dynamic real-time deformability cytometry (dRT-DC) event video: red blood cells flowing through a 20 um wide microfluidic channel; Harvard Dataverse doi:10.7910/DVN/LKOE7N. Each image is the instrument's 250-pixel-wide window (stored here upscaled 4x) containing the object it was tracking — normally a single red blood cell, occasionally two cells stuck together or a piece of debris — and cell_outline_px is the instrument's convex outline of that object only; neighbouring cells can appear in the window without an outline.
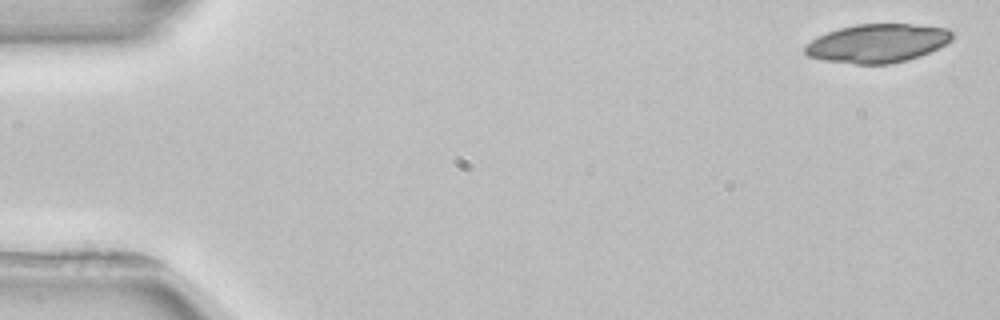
{"species": "common noctule bat (a hibernating species)", "species_latin": "Nyctalus noctula", "temperature_condition": "room temperature", "stored_images_in_passage": 3, "camera_frame_rate_fps": 3000, "um_per_image_px": 0.085, "animal": {"sex": "female", "body_mass_g": 22.7, "forearm_length_mm": 54.2}, "frame": {"image": 1, "passage_image": 1, "time_ms": 0.0, "image_size_px": [1000, 320], "cell_outline_px": [[952, 40], [920, 56], [888, 64], [856, 64], [824, 60], [808, 56], [804, 52], [804, 48], [812, 40], [828, 32], [840, 28], [856, 24], [908, 24], [948, 28], [952, 32]], "centroid_in_image_um": [74.58, 3.67], "position_along_channel_um": 10.4, "area_um2": 32.66}}